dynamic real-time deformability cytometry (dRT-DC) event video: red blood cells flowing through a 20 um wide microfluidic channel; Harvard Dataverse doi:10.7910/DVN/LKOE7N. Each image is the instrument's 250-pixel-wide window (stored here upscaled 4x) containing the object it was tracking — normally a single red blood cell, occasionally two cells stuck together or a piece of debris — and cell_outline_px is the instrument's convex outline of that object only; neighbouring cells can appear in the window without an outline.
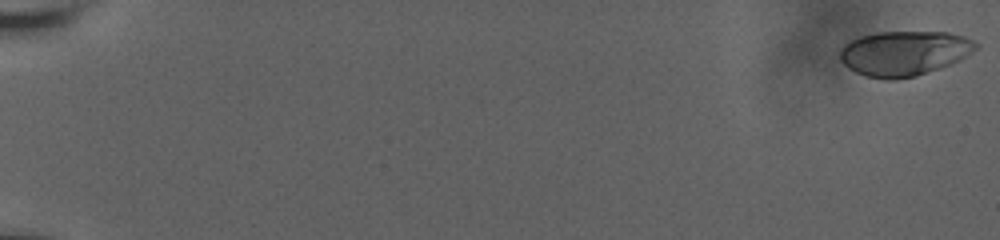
{"species": "human", "species_latin": "Homo sapiens", "temperature_condition": "room temperature", "stored_images_in_passage": 28, "camera_frame_rate_fps": 3000, "um_per_image_px": 0.085, "donor": {"sex": "male"}, "frame": {"image": 1, "passage_image": 1, "time_ms": 0.0, "image_size_px": [1000, 240], "cell_outline_px": [[980, 48], [960, 60], [940, 68], [916, 76], [896, 80], [884, 80], [864, 76], [848, 68], [840, 60], [840, 48], [844, 44], [860, 36], [876, 32], [948, 32], [964, 36], [980, 44]], "centroid_in_image_um": [76.87, 4.53], "position_along_channel_um": 8.1, "area_um2": 35.95}}
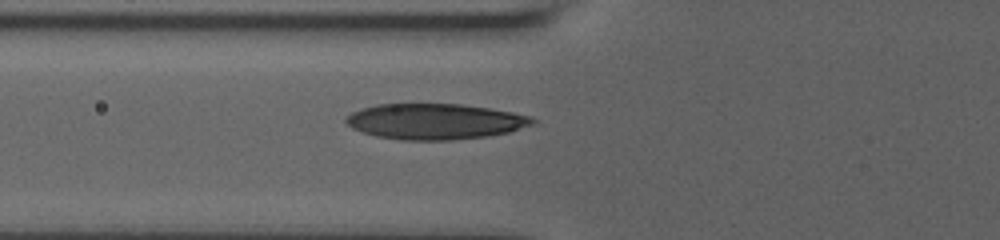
{"frame": {"image": 2, "passage_image": 24, "time_ms": 8.333, "image_size_px": [1000, 240], "cell_outline_px": [[536, 124], [508, 132], [488, 136], [452, 140], [400, 140], [376, 136], [352, 128], [344, 120], [352, 112], [360, 108], [376, 104], [460, 104], [488, 108], [512, 112], [532, 116], [536, 120]], "centroid_in_image_um": [36.99, 10.32], "position_along_channel_um": 88.8, "area_um2": 38.9}}
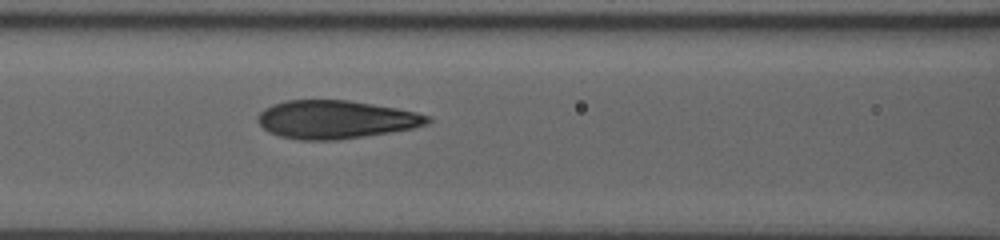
{"frame": {"image": 3, "passage_image": 28, "time_ms": 9.667, "image_size_px": [1000, 240], "cell_outline_px": [[432, 120], [428, 124], [412, 128], [364, 136], [336, 140], [300, 140], [280, 136], [268, 132], [256, 120], [256, 116], [264, 108], [272, 104], [284, 100], [348, 100], [396, 108], [416, 112], [432, 116]], "centroid_in_image_um": [28.51, 10.15], "position_along_channel_um": 138.1, "area_um2": 37.86}}